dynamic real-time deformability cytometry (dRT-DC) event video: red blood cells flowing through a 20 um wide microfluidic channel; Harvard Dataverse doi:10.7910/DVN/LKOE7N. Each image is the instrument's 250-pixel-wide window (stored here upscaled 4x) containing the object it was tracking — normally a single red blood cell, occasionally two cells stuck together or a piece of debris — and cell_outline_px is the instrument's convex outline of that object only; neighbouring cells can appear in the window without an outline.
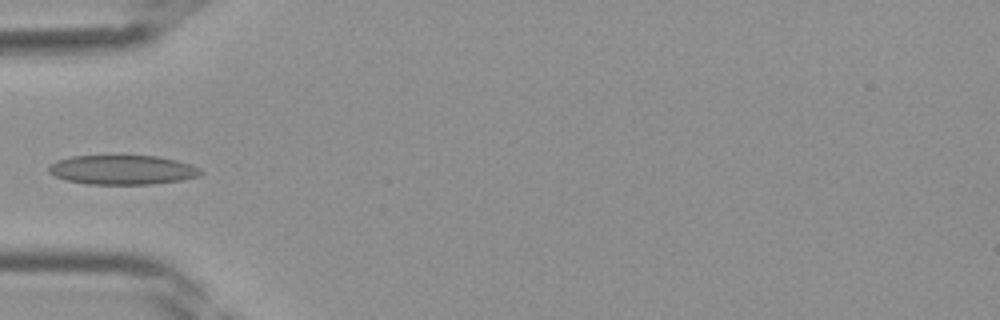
{"species": "Egyptian fruit bat (a non-hibernating species)", "species_latin": "Rousettus aegyptiacus", "temperature_condition": "room temperature", "stored_images_in_passage": 27, "camera_frame_rate_fps": 3000, "um_per_image_px": 0.085, "frame": {"image": 1, "passage_image": 1, "time_ms": 0.0, "image_size_px": [1000, 320], "cell_outline_px": [[204, 172], [200, 176], [180, 180], [152, 184], [84, 184], [64, 180], [48, 172], [48, 168], [56, 160], [72, 156], [160, 156], [192, 164], [200, 168]], "centroid_in_image_um": [10.43, 14.44], "position_along_channel_um": 74.6, "area_um2": 26.18}}
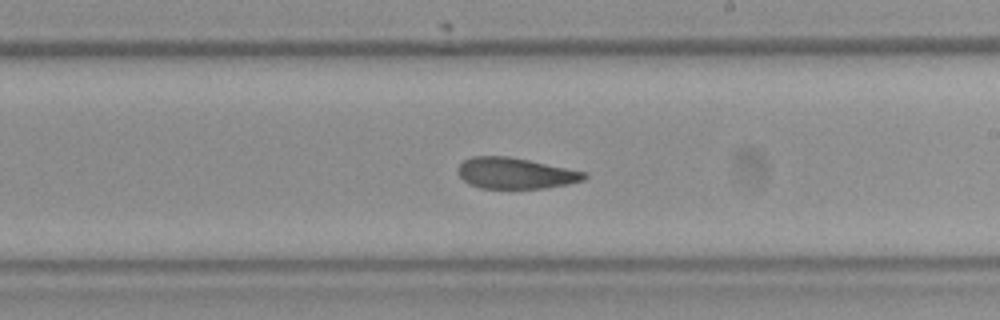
{"frame": {"image": 2, "passage_image": 11, "time_ms": 3.333, "image_size_px": [1000, 320], "cell_outline_px": [[588, 176], [584, 180], [568, 184], [544, 188], [480, 188], [464, 180], [456, 172], [456, 168], [464, 160], [472, 156], [508, 156], [588, 172]], "centroid_in_image_um": [43.82, 14.72], "position_along_channel_um": 245.2, "area_um2": 22.83}}
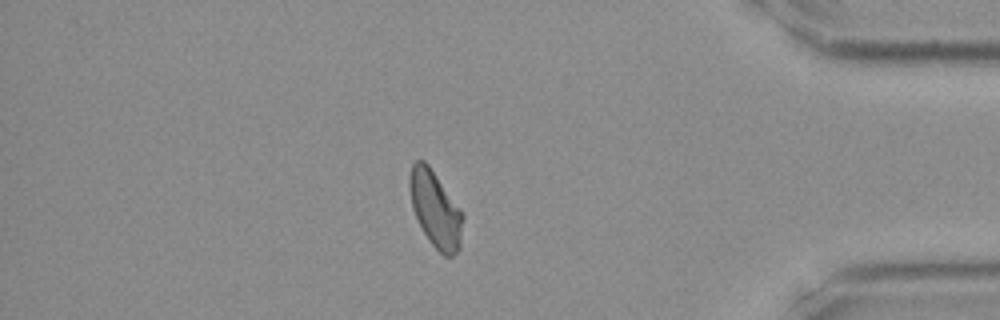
{"frame": {"image": 3, "passage_image": 22, "time_ms": 7.0, "image_size_px": [1000, 320], "cell_outline_px": [[464, 216], [460, 248], [452, 256], [444, 256], [432, 244], [424, 232], [412, 208], [408, 184], [408, 180], [412, 164], [416, 160], [424, 160], [428, 164], [460, 208]], "centroid_in_image_um": [37.01, 17.77], "position_along_channel_um": 398.2, "area_um2": 23.52}}